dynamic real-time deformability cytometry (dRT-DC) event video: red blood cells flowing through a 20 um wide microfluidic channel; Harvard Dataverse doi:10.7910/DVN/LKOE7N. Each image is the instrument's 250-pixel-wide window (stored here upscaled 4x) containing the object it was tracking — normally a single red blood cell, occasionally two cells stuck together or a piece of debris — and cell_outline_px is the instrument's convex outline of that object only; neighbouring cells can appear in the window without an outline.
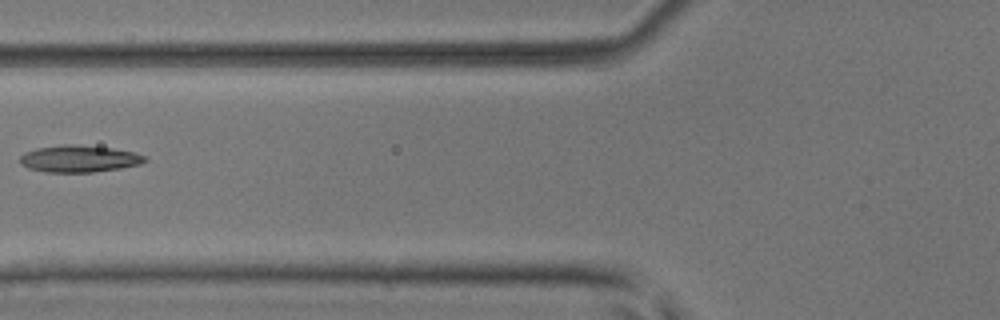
{"species": "common noctule bat (a hibernating species)", "species_latin": "Nyctalus noctula", "temperature_condition": "room temperature", "stored_images_in_passage": 3, "camera_frame_rate_fps": 3000, "um_per_image_px": 0.085, "animal": {"sex": "male", "body_mass_g": 17.9, "forearm_length_mm": 54.2}, "frame": {"image": 1, "passage_image": 3, "time_ms": 0.667, "image_size_px": [1000, 320], "cell_outline_px": [[148, 160], [140, 164], [120, 168], [92, 172], [44, 172], [28, 168], [20, 164], [20, 156], [24, 152], [36, 148], [64, 144], [72, 144], [112, 148], [132, 152], [148, 156]], "centroid_in_image_um": [6.71, 13.49], "position_along_channel_um": 119.1, "area_um2": 19.65}}